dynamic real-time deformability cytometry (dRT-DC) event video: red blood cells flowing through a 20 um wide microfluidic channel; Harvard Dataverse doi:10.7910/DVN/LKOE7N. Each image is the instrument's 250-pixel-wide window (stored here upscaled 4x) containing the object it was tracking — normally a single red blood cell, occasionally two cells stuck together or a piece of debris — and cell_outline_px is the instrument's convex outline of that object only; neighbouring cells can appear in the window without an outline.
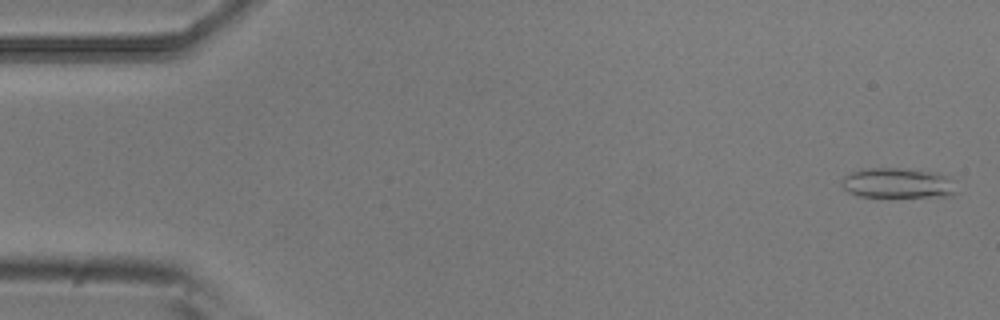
{"species": "common noctule bat (a hibernating species)", "species_latin": "Nyctalus noctula", "temperature_condition": "room temperature", "stored_images_in_passage": 4, "camera_frame_rate_fps": 3000, "um_per_image_px": 0.085, "animal": {"sex": "male", "body_mass_g": 20.5, "forearm_length_mm": 52.5}, "frame": {"image": 1, "passage_image": 1, "time_ms": 0.0, "image_size_px": [1000, 320], "cell_outline_px": [[956, 192], [952, 196], [860, 196], [848, 192], [840, 184], [840, 180], [844, 176], [852, 172], [864, 168], [900, 168], [936, 172], [948, 176], [956, 180]], "centroid_in_image_um": [76.34, 15.55], "position_along_channel_um": 8.7, "area_um2": 20.35}}
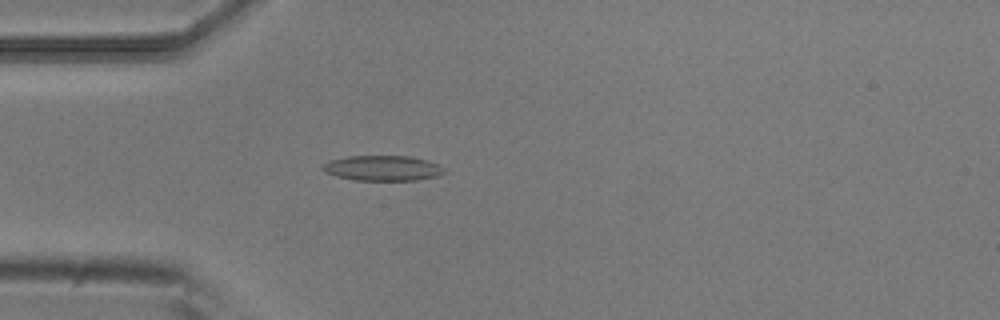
{"frame": {"image": 2, "passage_image": 4, "time_ms": 1.0, "image_size_px": [1000, 320], "cell_outline_px": [[448, 172], [440, 176], [416, 180], [356, 180], [336, 176], [324, 172], [320, 168], [328, 160], [348, 156], [408, 156], [428, 160], [440, 164]], "centroid_in_image_um": [32.56, 14.29], "position_along_channel_um": 52.4, "area_um2": 18.15}}